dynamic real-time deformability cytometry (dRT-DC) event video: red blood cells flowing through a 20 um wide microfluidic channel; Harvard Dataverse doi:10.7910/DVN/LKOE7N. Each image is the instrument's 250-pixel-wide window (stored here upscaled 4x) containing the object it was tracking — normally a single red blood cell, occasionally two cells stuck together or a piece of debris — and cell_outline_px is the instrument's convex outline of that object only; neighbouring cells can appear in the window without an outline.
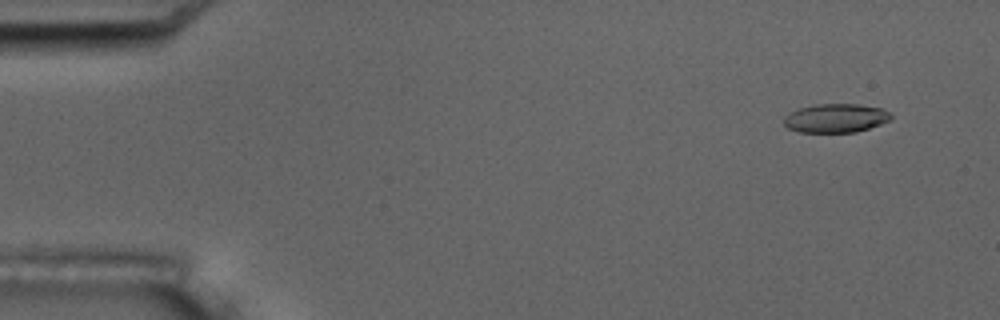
{"species": "common noctule bat (a hibernating species)", "species_latin": "Nyctalus noctula", "temperature_condition": "room temperature", "stored_images_in_passage": 4, "camera_frame_rate_fps": 3000, "um_per_image_px": 0.085, "animal": {"sex": "male", "body_mass_g": 17.5, "forearm_length_mm": 52.3}, "frame": {"image": 1, "passage_image": 1, "time_ms": 0.0, "image_size_px": [1000, 320], "cell_outline_px": [[892, 120], [856, 132], [800, 132], [788, 128], [784, 124], [784, 116], [800, 108], [816, 104], [856, 104], [880, 108], [892, 112]], "centroid_in_image_um": [71.07, 10.04], "position_along_channel_um": 13.9, "area_um2": 17.92}}